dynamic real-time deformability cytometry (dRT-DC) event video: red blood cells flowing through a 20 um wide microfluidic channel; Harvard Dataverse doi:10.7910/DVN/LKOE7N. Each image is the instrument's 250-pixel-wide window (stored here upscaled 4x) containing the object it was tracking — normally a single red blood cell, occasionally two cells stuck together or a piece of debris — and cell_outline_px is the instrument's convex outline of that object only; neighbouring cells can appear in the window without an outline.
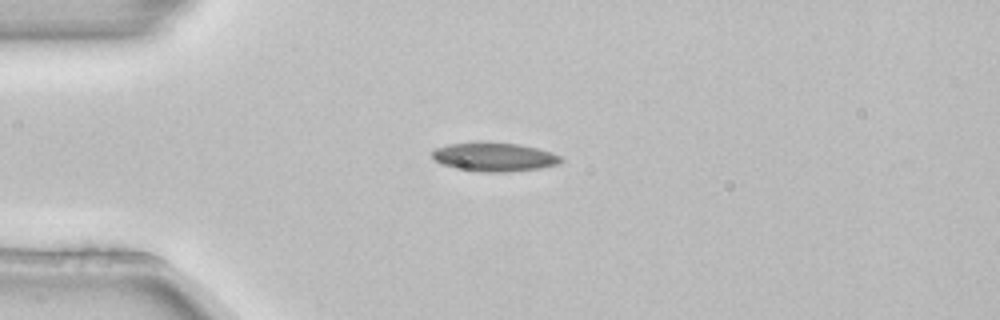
{"species": "common noctule bat (a hibernating species)", "species_latin": "Nyctalus noctula", "temperature_condition": "room temperature", "stored_images_in_passage": 4, "camera_frame_rate_fps": 3000, "um_per_image_px": 0.085, "animal": {"sex": "female", "body_mass_g": 22.7, "forearm_length_mm": 54.2}, "frame": {"image": 1, "passage_image": 4, "time_ms": 1.0, "image_size_px": [1000, 320], "cell_outline_px": [[564, 160], [560, 164], [540, 168], [508, 172], [484, 172], [456, 168], [444, 164], [436, 160], [432, 156], [432, 152], [436, 148], [448, 144], [484, 140], [520, 144], [552, 152], [560, 156]], "centroid_in_image_um": [42.04, 13.31], "position_along_channel_um": 43.0, "area_um2": 21.96}}